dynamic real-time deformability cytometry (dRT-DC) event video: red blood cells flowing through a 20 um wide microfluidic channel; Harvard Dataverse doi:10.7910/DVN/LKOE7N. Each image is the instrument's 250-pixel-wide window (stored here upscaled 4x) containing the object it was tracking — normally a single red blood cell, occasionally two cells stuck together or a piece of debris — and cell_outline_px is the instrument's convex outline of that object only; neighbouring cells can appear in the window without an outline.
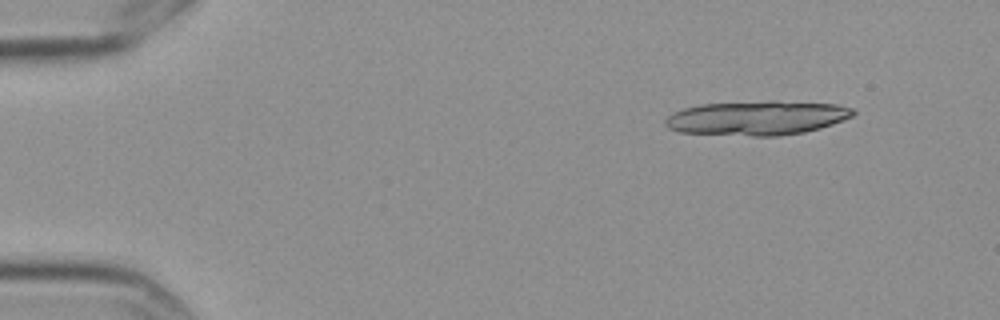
{"species": "Egyptian fruit bat (a non-hibernating species)", "species_latin": "Rousettus aegyptiacus", "temperature_condition": "cold", "stored_images_in_passage": 5, "camera_frame_rate_fps": 3000, "um_per_image_px": 0.085, "frame": {"image": 1, "passage_image": 1, "time_ms": 0.0, "image_size_px": [1000, 320], "cell_outline_px": [[856, 112], [852, 116], [844, 120], [820, 128], [804, 132], [780, 136], [752, 136], [680, 132], [668, 128], [664, 124], [664, 120], [672, 112], [684, 108], [700, 104], [772, 100], [776, 100], [836, 104], [852, 108]], "centroid_in_image_um": [64.34, 10.01], "position_along_channel_um": 20.7, "area_um2": 37.92}}